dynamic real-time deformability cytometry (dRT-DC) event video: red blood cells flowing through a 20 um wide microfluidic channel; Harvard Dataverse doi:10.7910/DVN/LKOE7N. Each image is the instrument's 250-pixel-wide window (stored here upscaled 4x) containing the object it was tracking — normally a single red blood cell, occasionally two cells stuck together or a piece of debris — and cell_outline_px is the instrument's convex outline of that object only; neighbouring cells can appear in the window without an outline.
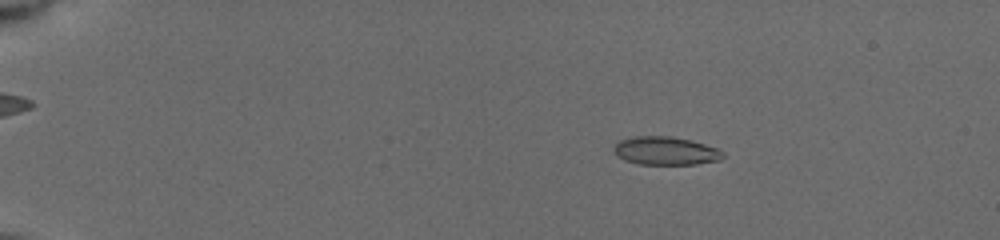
{"species": "common noctule bat (a hibernating species)", "species_latin": "Nyctalus noctula", "temperature_condition": "cold", "stored_images_in_passage": 24, "camera_frame_rate_fps": 3000, "um_per_image_px": 0.085, "animal": {"sex": "female", "body_mass_g": 19.5, "forearm_length_mm": 54.1}, "frame": {"image": 1, "passage_image": 11, "time_ms": 3.333, "image_size_px": [1000, 240], "cell_outline_px": [[724, 156], [720, 160], [696, 164], [640, 164], [624, 160], [612, 148], [620, 140], [632, 136], [672, 136], [692, 140], [716, 148], [724, 152]], "centroid_in_image_um": [56.59, 12.81], "position_along_channel_um": 28.4, "area_um2": 17.92}}
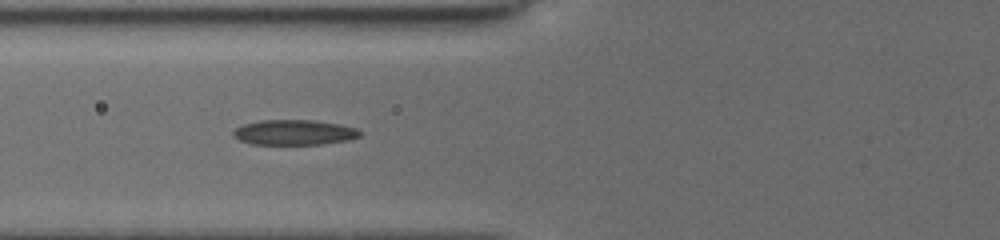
{"frame": {"image": 2, "passage_image": 22, "time_ms": 7.667, "image_size_px": [1000, 240], "cell_outline_px": [[360, 136], [348, 140], [324, 144], [252, 144], [240, 140], [232, 136], [232, 132], [236, 128], [244, 124], [260, 120], [316, 120], [340, 124], [356, 128], [360, 132]], "centroid_in_image_um": [25.0, 11.25], "position_along_channel_um": 100.8, "area_um2": 18.61}}
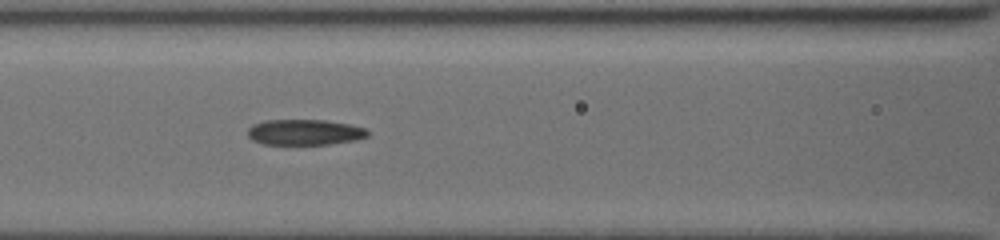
{"frame": {"image": 3, "passage_image": 24, "time_ms": 8.667, "image_size_px": [1000, 240], "cell_outline_px": [[372, 132], [368, 136], [356, 140], [328, 144], [264, 144], [252, 140], [248, 136], [248, 128], [252, 124], [264, 120], [324, 120], [348, 124], [368, 128]], "centroid_in_image_um": [25.93, 11.23], "position_along_channel_um": 140.7, "area_um2": 18.09}}